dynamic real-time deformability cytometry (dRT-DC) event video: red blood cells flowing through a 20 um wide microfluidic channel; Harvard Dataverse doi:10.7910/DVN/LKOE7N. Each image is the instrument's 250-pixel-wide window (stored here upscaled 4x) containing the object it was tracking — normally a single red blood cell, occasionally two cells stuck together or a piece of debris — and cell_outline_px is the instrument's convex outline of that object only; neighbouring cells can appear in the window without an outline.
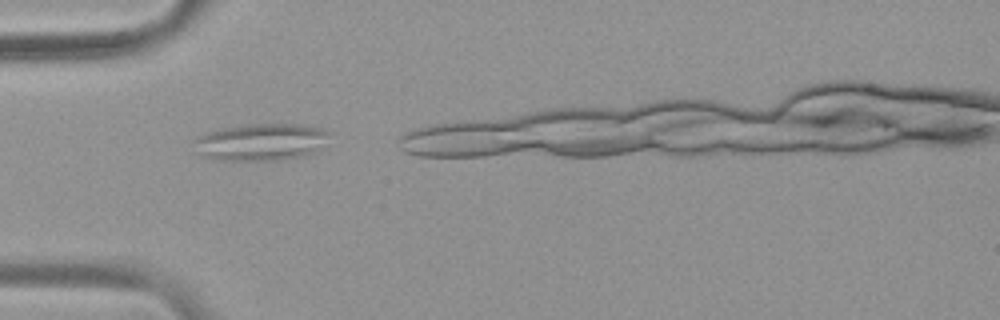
{"species": "common noctule bat (a hibernating species)", "species_latin": "Nyctalus noctula", "temperature_condition": "warm", "stored_images_in_passage": 5, "camera_frame_rate_fps": 3000, "um_per_image_px": 0.085, "animal": {"sex": "female", "body_mass_g": 19.9}, "frame": {"image": 1, "passage_image": 1, "time_ms": 0.0, "image_size_px": [1000, 320], "cell_outline_px": [[332, 132], [320, 152], [304, 156], [284, 160], [216, 160], [192, 152], [192, 140], [196, 136], [204, 132], [220, 128], [248, 124], [304, 124], [324, 128]], "centroid_in_image_um": [22.18, 12.07], "position_along_channel_um": 62.8, "area_um2": 30.46}}